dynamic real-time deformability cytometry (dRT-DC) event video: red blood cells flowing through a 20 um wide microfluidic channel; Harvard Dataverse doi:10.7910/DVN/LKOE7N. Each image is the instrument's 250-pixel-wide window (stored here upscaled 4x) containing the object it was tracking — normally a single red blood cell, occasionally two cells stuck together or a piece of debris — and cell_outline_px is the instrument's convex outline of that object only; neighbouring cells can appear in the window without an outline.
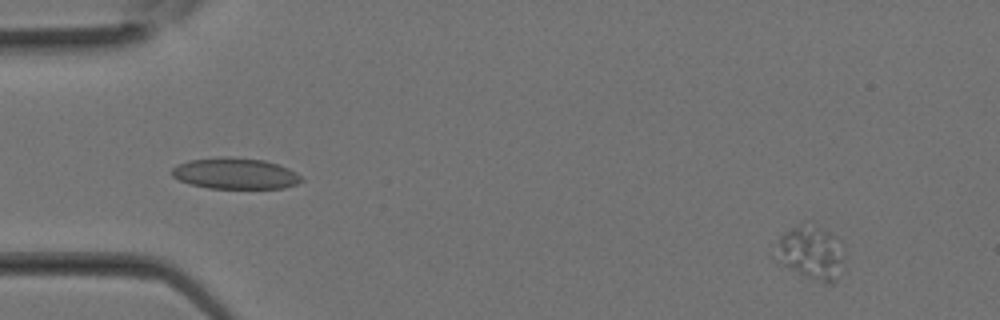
{"species": "Egyptian fruit bat (a non-hibernating species)", "species_latin": "Rousettus aegyptiacus", "temperature_condition": "room temperature", "stored_images_in_passage": 22, "camera_frame_rate_fps": 3000, "um_per_image_px": 0.085, "animal": {"sex": "female"}, "frame": {"image": 1, "passage_image": 2, "time_ms": 0.333, "image_size_px": [1000, 320], "cell_outline_px": [[844, 256], [836, 280], [832, 284], [828, 284], [808, 276], [784, 264], [780, 244], [780, 236], [792, 228], [800, 224], [836, 236], [840, 240], [844, 248]], "centroid_in_image_um": [69.08, 21.5], "position_along_channel_um": 15.9, "area_um2": 19.54}}
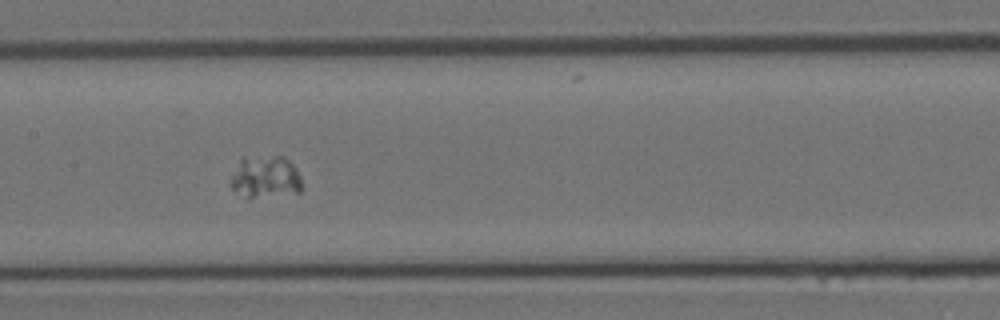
{"frame": {"image": 2, "passage_image": 14, "time_ms": 4.333, "image_size_px": [1000, 320], "cell_outline_px": [[300, 192], [248, 200], [232, 188], [228, 184], [240, 160], [244, 156], [284, 156], [296, 168], [300, 176]], "centroid_in_image_um": [22.53, 15.07], "position_along_channel_um": 184.9, "area_um2": 17.86}}
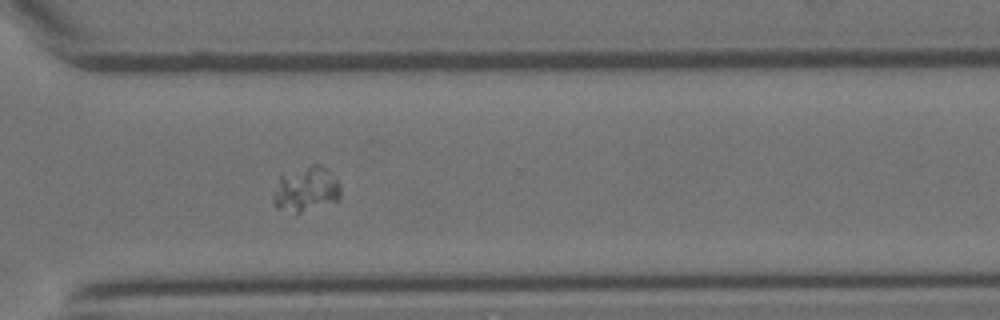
{"frame": {"image": 3, "passage_image": 21, "time_ms": 6.667, "image_size_px": [1000, 320], "cell_outline_px": [[340, 200], [296, 216], [276, 208], [272, 204], [272, 192], [280, 176], [312, 164], [320, 164], [340, 184]], "centroid_in_image_um": [25.97, 16.17], "position_along_channel_um": 344.6, "area_um2": 18.15}}